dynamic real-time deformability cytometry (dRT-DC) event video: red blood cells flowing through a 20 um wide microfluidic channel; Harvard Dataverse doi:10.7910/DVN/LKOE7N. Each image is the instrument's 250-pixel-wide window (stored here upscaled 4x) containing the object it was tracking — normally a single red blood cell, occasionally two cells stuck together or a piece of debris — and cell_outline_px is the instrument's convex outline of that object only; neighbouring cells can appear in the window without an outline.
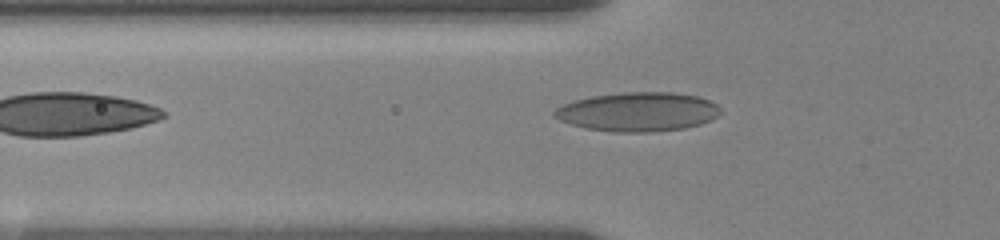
{"species": "human", "species_latin": "Homo sapiens", "temperature_condition": "room temperature", "stored_images_in_passage": 3, "camera_frame_rate_fps": 3000, "um_per_image_px": 0.085, "donor": {"sex": "female"}, "frame": {"image": 1, "passage_image": 3, "time_ms": 1.667, "image_size_px": [1000, 240], "cell_outline_px": [[720, 112], [712, 120], [700, 124], [684, 128], [648, 132], [616, 132], [588, 128], [572, 124], [560, 120], [552, 116], [552, 112], [556, 108], [572, 100], [592, 96], [624, 92], [672, 92], [696, 96], [708, 100], [716, 104], [720, 108]], "centroid_in_image_um": [54.21, 9.5], "position_along_channel_um": 71.6, "area_um2": 37.69}}